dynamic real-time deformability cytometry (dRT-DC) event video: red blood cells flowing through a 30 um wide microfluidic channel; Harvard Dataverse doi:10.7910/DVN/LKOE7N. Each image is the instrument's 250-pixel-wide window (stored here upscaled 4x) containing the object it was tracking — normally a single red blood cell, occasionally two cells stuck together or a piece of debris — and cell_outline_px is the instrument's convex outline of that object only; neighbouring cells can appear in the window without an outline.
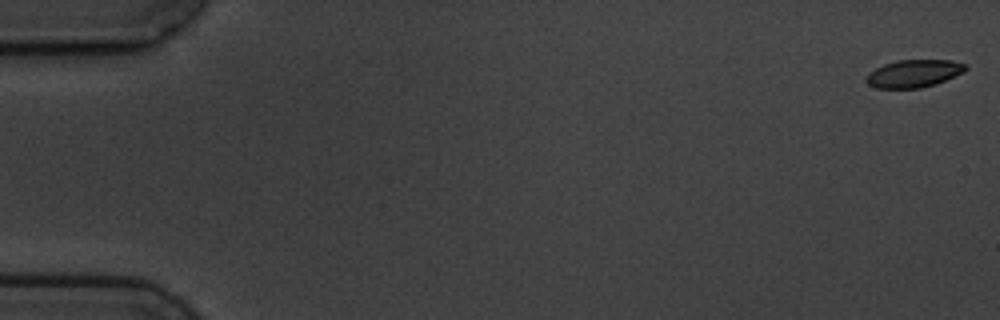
{"species": "common noctule bat (a hibernating species)", "species_latin": "Nyctalus noctula", "temperature_condition": "cold", "stored_images_in_passage": 9, "camera_frame_rate_fps": 3000, "um_per_image_px": 0.085, "animal": {"sex": "male", "body_mass_g": 19.5, "forearm_length_mm": 54.6}, "frame": {"image": 1, "passage_image": 1, "time_ms": 0.0, "image_size_px": [1000, 320], "cell_outline_px": [[968, 68], [964, 72], [936, 84], [920, 88], [876, 88], [868, 84], [864, 80], [864, 76], [868, 72], [884, 64], [896, 60], [952, 60], [968, 64]], "centroid_in_image_um": [77.66, 6.24], "position_along_channel_um": 7.3, "area_um2": 16.24}}
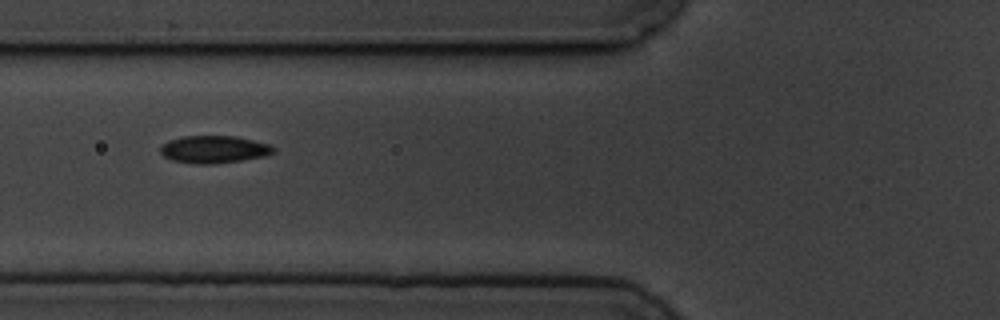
{"frame": {"image": 2, "passage_image": 7, "time_ms": 7.0, "image_size_px": [1000, 320], "cell_outline_px": [[276, 152], [264, 156], [240, 160], [212, 164], [196, 164], [172, 160], [164, 156], [160, 152], [160, 144], [168, 140], [184, 136], [236, 136], [272, 144], [276, 148]], "centroid_in_image_um": [18.2, 12.69], "position_along_channel_um": 107.6, "area_um2": 18.26}}
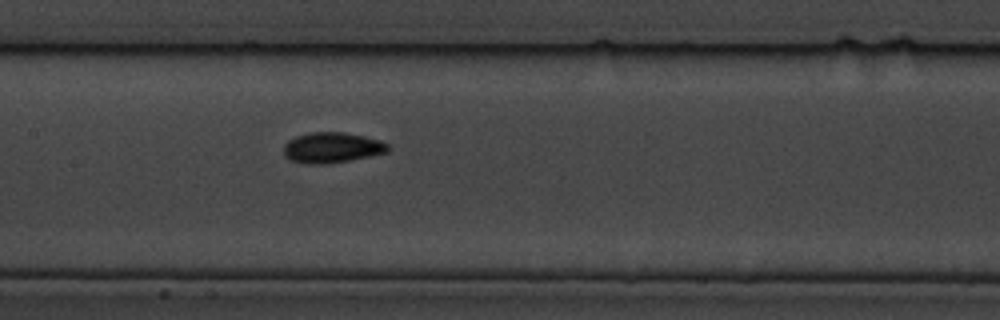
{"frame": {"image": 3, "passage_image": 9, "time_ms": 9.0, "image_size_px": [1000, 320], "cell_outline_px": [[392, 148], [388, 152], [348, 160], [324, 164], [308, 164], [288, 160], [284, 156], [284, 144], [288, 140], [296, 136], [312, 132], [344, 132], [380, 140], [388, 144]], "centroid_in_image_um": [28.2, 12.55], "position_along_channel_um": 179.2, "area_um2": 18.55}}